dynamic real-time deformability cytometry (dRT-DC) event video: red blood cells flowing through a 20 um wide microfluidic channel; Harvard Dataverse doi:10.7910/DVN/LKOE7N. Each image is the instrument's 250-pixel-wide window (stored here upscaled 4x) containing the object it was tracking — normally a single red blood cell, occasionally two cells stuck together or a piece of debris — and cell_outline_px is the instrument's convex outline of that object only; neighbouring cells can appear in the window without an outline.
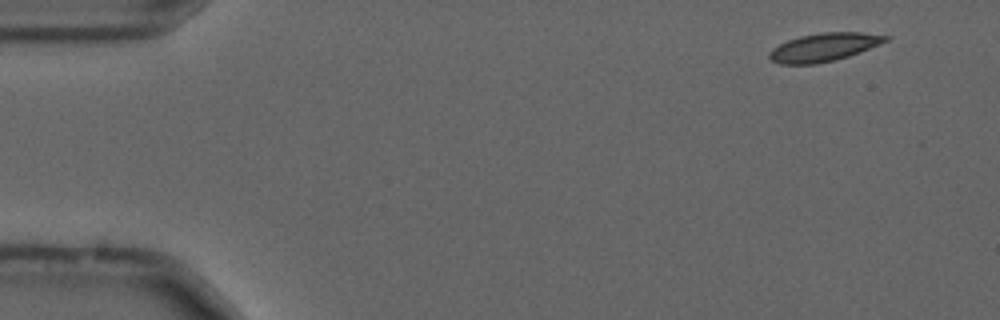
{"species": "common noctule bat (a hibernating species)", "species_latin": "Nyctalus noctula", "temperature_condition": "cold", "stored_images_in_passage": 55, "camera_frame_rate_fps": 3000, "um_per_image_px": 0.085, "animal": {"sex": "male", "forearm_length_mm": 52.5}, "frame": {"image": 1, "passage_image": 4, "time_ms": 1.0, "image_size_px": [1000, 320], "cell_outline_px": [[888, 40], [860, 52], [848, 56], [816, 64], [780, 64], [772, 60], [768, 56], [768, 52], [772, 48], [788, 40], [800, 36], [824, 32], [860, 32], [888, 36]], "centroid_in_image_um": [69.99, 4.01], "position_along_channel_um": 15.0, "area_um2": 18.84}}
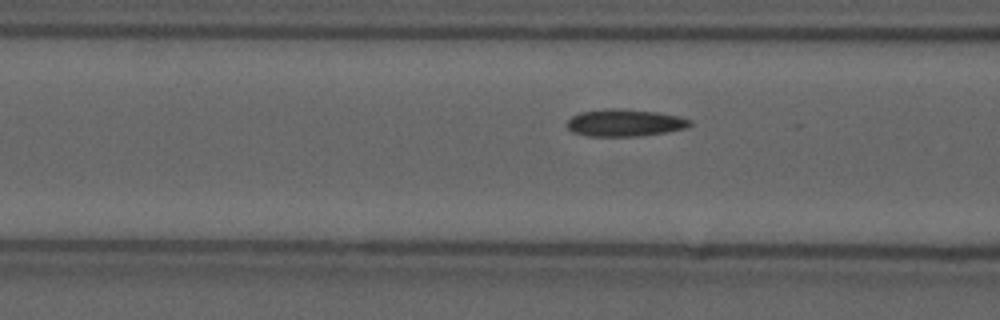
{"frame": {"image": 2, "passage_image": 21, "time_ms": 6.667, "image_size_px": [1000, 320], "cell_outline_px": [[692, 124], [688, 128], [640, 136], [588, 136], [572, 132], [568, 128], [568, 120], [572, 116], [580, 112], [608, 108], [612, 108], [656, 112], [676, 116], [692, 120]], "centroid_in_image_um": [53.1, 10.44], "position_along_channel_um": 113.5, "area_um2": 19.31}}
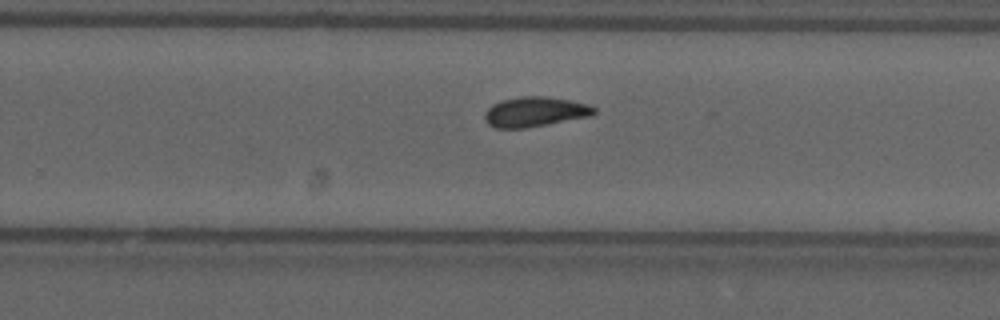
{"frame": {"image": 3, "passage_image": 35, "time_ms": 11.333, "image_size_px": [1000, 320], "cell_outline_px": [[596, 112], [592, 116], [548, 124], [524, 128], [496, 128], [488, 124], [484, 120], [484, 116], [488, 108], [492, 104], [500, 100], [520, 96], [548, 96], [588, 104], [596, 108]], "centroid_in_image_um": [45.47, 9.5], "position_along_channel_um": 284.3, "area_um2": 19.19}, "authors_computed_cell_mechanics": {"area_um2": 18.6116, "velocity_mm_per_s": 3.6692, "shape_relaxation_time_tau1_ms": 6.7555, "shape_relaxation_time_tau2_ms": 2.3961, "deformation_change_tau1": 0.1358, "deformation_change_tau2": 0.0841}}